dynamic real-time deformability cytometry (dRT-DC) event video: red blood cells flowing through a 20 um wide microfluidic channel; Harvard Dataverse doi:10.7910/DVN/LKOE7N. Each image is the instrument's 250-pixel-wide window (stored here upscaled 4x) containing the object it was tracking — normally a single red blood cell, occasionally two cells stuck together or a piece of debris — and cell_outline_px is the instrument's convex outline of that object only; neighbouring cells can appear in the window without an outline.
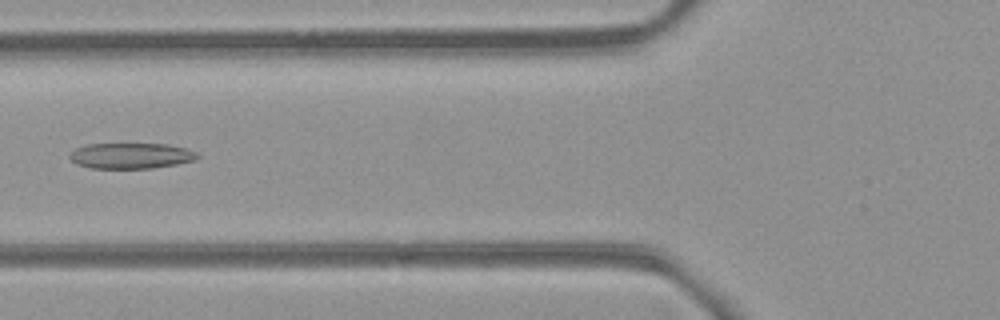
{"species": "common noctule bat (a hibernating species)", "species_latin": "Nyctalus noctula", "temperature_condition": "room temperature", "stored_images_in_passage": 6, "camera_frame_rate_fps": 3000, "um_per_image_px": 0.085, "animal": {"sex": "female", "body_mass_g": 21.9}, "frame": {"image": 1, "passage_image": 6, "time_ms": 5.667, "image_size_px": [1000, 320], "cell_outline_px": [[200, 156], [196, 160], [176, 164], [152, 168], [92, 168], [76, 164], [68, 156], [76, 148], [88, 144], [168, 144], [184, 148], [196, 152]], "centroid_in_image_um": [11.14, 13.24], "position_along_channel_um": 114.7, "area_um2": 19.02}}